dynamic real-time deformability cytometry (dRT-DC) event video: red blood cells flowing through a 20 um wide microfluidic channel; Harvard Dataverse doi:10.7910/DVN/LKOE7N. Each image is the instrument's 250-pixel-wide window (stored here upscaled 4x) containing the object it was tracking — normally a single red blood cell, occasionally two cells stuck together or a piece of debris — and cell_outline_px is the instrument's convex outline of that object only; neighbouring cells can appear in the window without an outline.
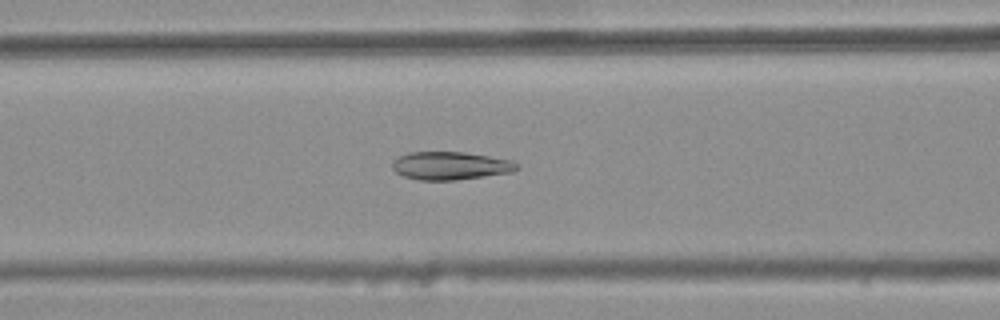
{"species": "common noctule bat (a hibernating species)", "species_latin": "Nyctalus noctula", "temperature_condition": "warm", "stored_images_in_passage": 42, "camera_frame_rate_fps": 3000, "um_per_image_px": 0.085, "animal": {"sex": "female", "body_mass_g": 25.1}, "frame": {"image": 1, "passage_image": 17, "time_ms": 5.333, "image_size_px": [1000, 320], "cell_outline_px": [[516, 168], [512, 172], [456, 180], [420, 180], [404, 176], [396, 172], [392, 168], [392, 164], [400, 156], [408, 152], [464, 152], [512, 160], [516, 164]], "centroid_in_image_um": [38.26, 14.08], "position_along_channel_um": 128.3, "area_um2": 20.06}}
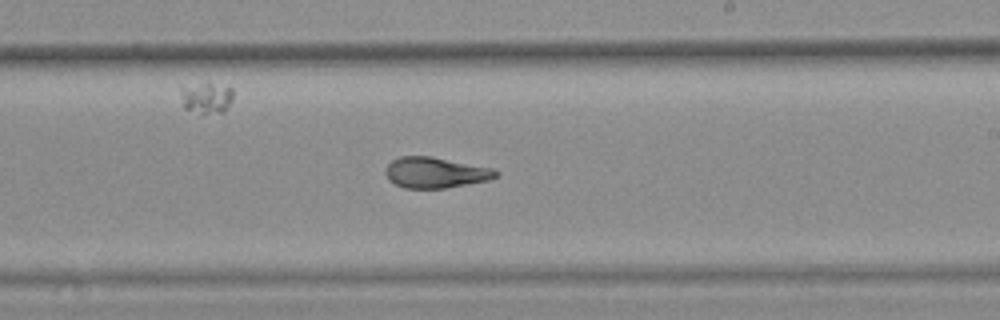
{"frame": {"image": 2, "passage_image": 27, "time_ms": 8.667, "image_size_px": [1000, 320], "cell_outline_px": [[500, 172], [496, 176], [488, 180], [444, 188], [404, 188], [388, 180], [384, 172], [384, 168], [392, 160], [400, 156], [432, 156], [496, 168]], "centroid_in_image_um": [37.01, 14.65], "position_along_channel_um": 252.0, "area_um2": 20.0}}
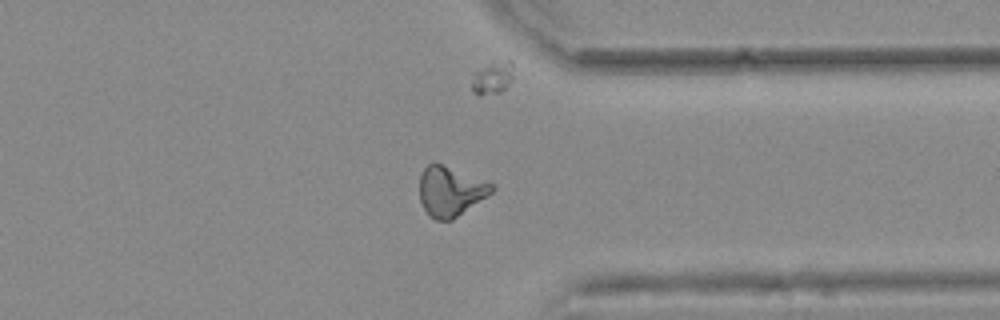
{"frame": {"image": 3, "passage_image": 37, "time_ms": 12.0, "image_size_px": [1000, 320], "cell_outline_px": [[496, 188], [492, 192], [452, 220], [436, 220], [424, 208], [420, 200], [420, 176], [424, 168], [432, 160], [492, 184]], "centroid_in_image_um": [38.26, 16.24], "position_along_channel_um": 373.1, "area_um2": 20.52}, "authors_computed_cell_mechanics": {"area_um2": 20.519, "velocity_mm_per_s": 3.7112, "shape_relaxation_time_tau1_ms": null, "shape_relaxation_time_tau2_ms": 2.8501, "deformation_change_tau1": null, "deformation_change_tau2": 0.0721}}